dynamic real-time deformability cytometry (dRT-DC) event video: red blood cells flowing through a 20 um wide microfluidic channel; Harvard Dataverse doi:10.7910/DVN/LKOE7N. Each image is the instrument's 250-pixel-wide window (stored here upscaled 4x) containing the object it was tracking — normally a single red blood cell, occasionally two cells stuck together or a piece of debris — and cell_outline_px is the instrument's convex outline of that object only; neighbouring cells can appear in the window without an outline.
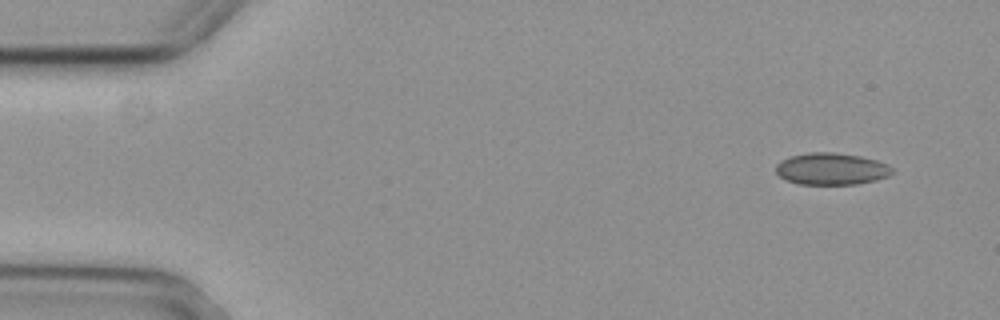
{"species": "common noctule bat (a hibernating species)", "species_latin": "Nyctalus noctula", "temperature_condition": "cold", "stored_images_in_passage": 3, "camera_frame_rate_fps": 3000, "um_per_image_px": 0.085, "animal": {"sex": "female", "body_mass_g": 29.2, "forearm_length_mm": 56.3}, "frame": {"image": 1, "passage_image": 1, "time_ms": 0.0, "image_size_px": [1000, 320], "cell_outline_px": [[896, 172], [888, 176], [876, 180], [856, 184], [800, 184], [784, 180], [776, 172], [776, 164], [780, 160], [792, 156], [808, 152], [832, 152], [860, 156], [876, 160], [888, 164]], "centroid_in_image_um": [70.68, 14.35], "position_along_channel_um": 14.3, "area_um2": 21.73}}